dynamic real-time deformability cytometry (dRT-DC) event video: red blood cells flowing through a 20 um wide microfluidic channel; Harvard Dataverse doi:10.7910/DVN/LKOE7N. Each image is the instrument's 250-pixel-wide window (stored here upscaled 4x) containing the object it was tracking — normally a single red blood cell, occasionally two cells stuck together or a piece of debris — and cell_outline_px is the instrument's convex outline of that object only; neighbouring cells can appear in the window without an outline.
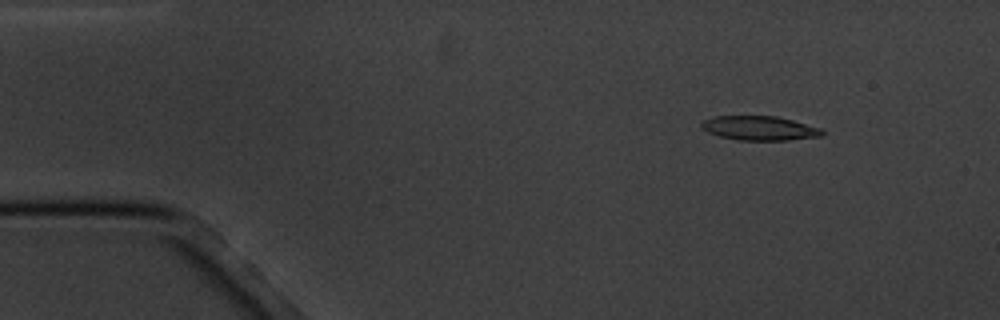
{"species": "common noctule bat (a hibernating species)", "species_latin": "Nyctalus noctula", "temperature_condition": "cold", "stored_images_in_passage": 16, "segment_of_instrument_passage": [1, 2], "camera_frame_rate_fps": 3000, "um_per_image_px": 0.085, "animal": {"sex": "male", "body_mass_g": 20.1, "forearm_length_mm": 53.5}, "frame": {"image": 1, "passage_image": 2, "time_ms": 1.333, "image_size_px": [1000, 320], "cell_outline_px": [[824, 136], [788, 140], [740, 140], [720, 136], [708, 132], [700, 128], [700, 120], [712, 116], [776, 116], [792, 120], [820, 128], [824, 132]], "centroid_in_image_um": [64.51, 10.89], "position_along_channel_um": 20.5, "area_um2": 17.17}}
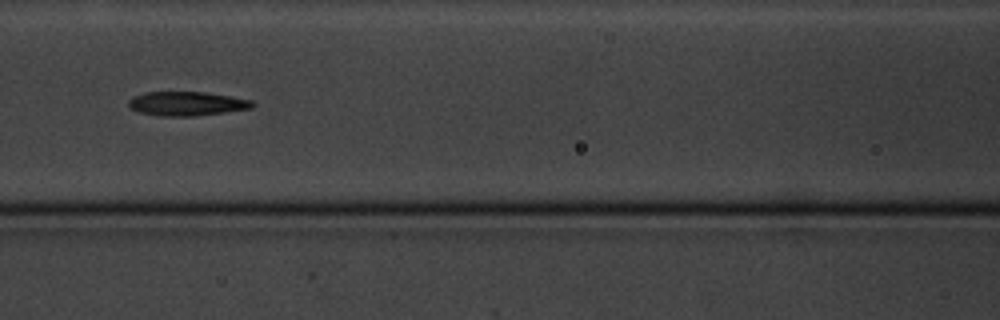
{"frame": {"image": 2, "passage_image": 7, "time_ms": 7.333, "image_size_px": [1000, 320], "cell_outline_px": [[256, 104], [252, 108], [224, 112], [192, 116], [160, 116], [140, 112], [128, 108], [128, 100], [132, 96], [144, 92], [204, 92], [232, 96], [252, 100]], "centroid_in_image_um": [15.85, 8.8], "position_along_channel_um": 150.7, "area_um2": 17.51}}
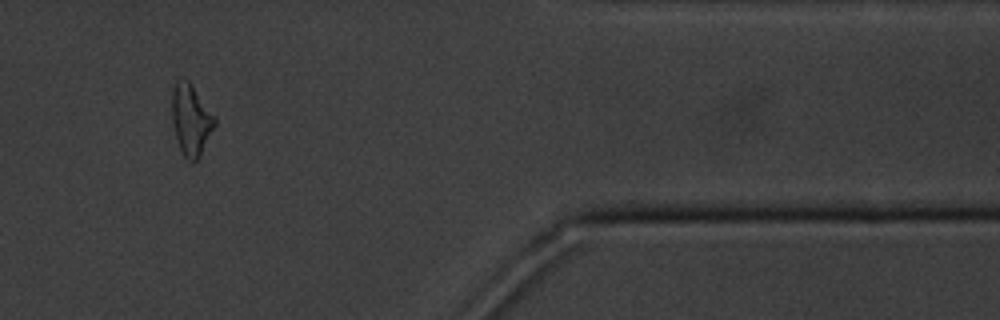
{"frame": {"image": 3, "passage_image": 13, "time_ms": 15.333, "image_size_px": [1000, 320], "cell_outline_px": [[216, 124], [200, 156], [196, 160], [188, 160], [184, 156], [176, 140], [172, 124], [172, 92], [176, 80], [180, 76], [188, 80], [216, 116]], "centroid_in_image_um": [16.23, 10.14], "position_along_channel_um": 395.2, "area_um2": 17.86}}